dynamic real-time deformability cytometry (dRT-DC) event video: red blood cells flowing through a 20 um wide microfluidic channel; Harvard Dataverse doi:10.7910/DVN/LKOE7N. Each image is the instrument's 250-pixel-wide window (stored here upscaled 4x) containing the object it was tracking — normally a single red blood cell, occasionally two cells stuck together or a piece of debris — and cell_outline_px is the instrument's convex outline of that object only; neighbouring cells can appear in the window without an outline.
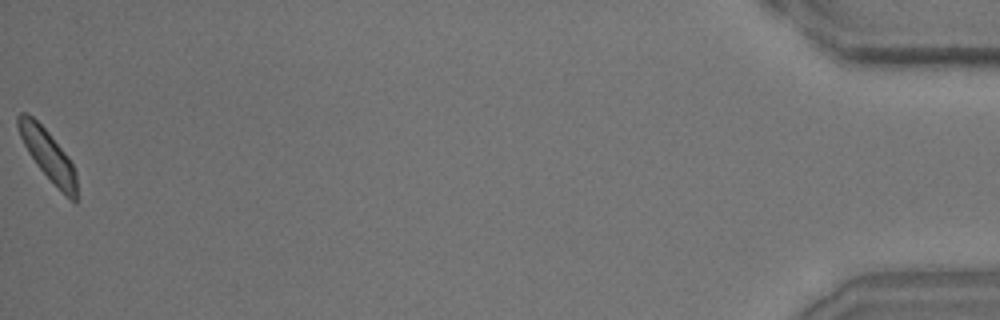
{"species": "common noctule bat (a hibernating species)", "species_latin": "Nyctalus noctula", "temperature_condition": "room temperature", "stored_images_in_passage": 47, "camera_frame_rate_fps": 3000, "um_per_image_px": 0.085, "animal": {"sex": "male", "body_mass_g": 15.6}, "frame": {"image": 1, "passage_image": 47, "time_ms": 15.333, "image_size_px": [1000, 320], "cell_outline_px": [[76, 204], [36, 164], [28, 152], [20, 136], [16, 124], [16, 116], [20, 112], [28, 112], [48, 132], [68, 156], [76, 172]], "centroid_in_image_um": [4.03, 13.08], "position_along_channel_um": 431.2, "area_um2": 16.7}}